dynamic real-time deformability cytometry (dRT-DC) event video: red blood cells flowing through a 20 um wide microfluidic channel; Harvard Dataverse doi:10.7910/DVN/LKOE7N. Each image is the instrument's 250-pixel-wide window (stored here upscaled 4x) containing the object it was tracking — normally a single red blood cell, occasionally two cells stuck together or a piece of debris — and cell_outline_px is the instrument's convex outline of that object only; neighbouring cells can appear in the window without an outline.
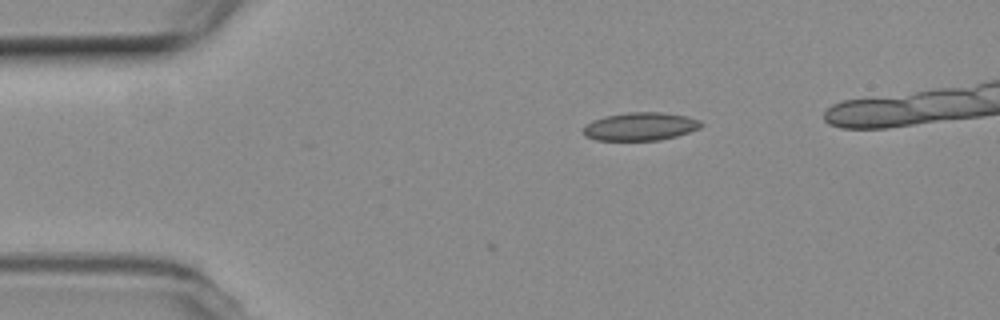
{"species": "common noctule bat (a hibernating species)", "species_latin": "Nyctalus noctula", "temperature_condition": "room temperature", "stored_images_in_passage": 2, "camera_frame_rate_fps": 3000, "um_per_image_px": 0.085, "animal": {"sex": "female", "body_mass_g": 19.3, "forearm_length_mm": 54.1}, "frame": {"image": 1, "passage_image": 2, "time_ms": 0.333, "image_size_px": [1000, 320], "cell_outline_px": [[704, 124], [700, 128], [676, 136], [660, 140], [596, 140], [584, 136], [584, 128], [592, 120], [604, 116], [632, 112], [656, 112], [688, 116], [700, 120]], "centroid_in_image_um": [54.45, 10.75], "position_along_channel_um": 30.6, "area_um2": 19.19}}